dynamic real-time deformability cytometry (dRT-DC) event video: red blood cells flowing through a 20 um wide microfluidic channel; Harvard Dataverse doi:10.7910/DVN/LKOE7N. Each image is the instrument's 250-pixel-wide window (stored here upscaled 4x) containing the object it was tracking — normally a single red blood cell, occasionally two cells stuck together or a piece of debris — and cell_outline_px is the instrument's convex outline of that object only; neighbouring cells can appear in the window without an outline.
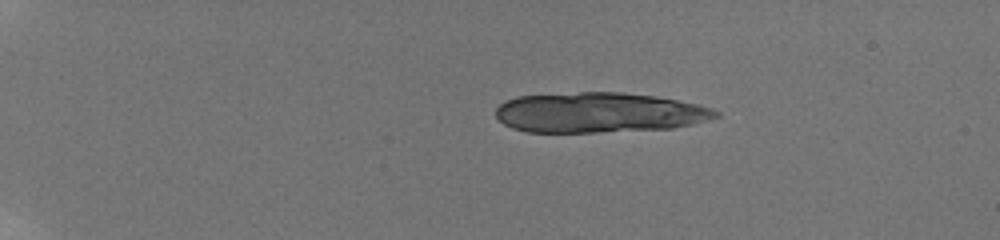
{"species": "human", "species_latin": "Homo sapiens", "temperature_condition": "room temperature", "stored_images_in_passage": 13, "camera_frame_rate_fps": 3000, "um_per_image_px": 0.085, "donor": {"sex": "male"}, "frame": {"image": 1, "passage_image": 1, "time_ms": 0.0, "image_size_px": [1000, 240], "cell_outline_px": [[720, 116], [708, 120], [692, 124], [672, 128], [596, 132], [524, 132], [512, 128], [504, 124], [496, 116], [496, 108], [504, 100], [516, 96], [580, 92], [620, 92], [656, 96], [696, 104], [712, 108], [720, 112]], "centroid_in_image_um": [50.89, 9.56], "position_along_channel_um": 34.1, "area_um2": 51.56}}